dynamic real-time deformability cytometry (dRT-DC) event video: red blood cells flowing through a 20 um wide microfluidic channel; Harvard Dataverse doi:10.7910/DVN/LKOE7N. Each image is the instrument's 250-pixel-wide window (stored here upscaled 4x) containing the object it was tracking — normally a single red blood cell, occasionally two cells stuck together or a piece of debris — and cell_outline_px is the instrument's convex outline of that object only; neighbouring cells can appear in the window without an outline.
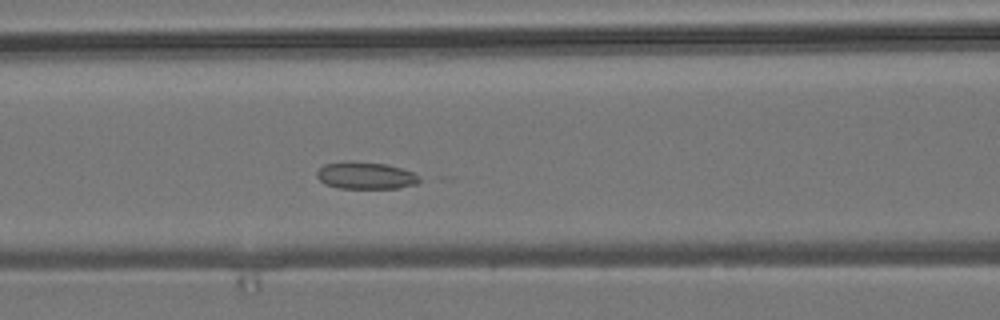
{"species": "common noctule bat (a hibernating species)", "species_latin": "Nyctalus noctula", "temperature_condition": "room temperature", "stored_images_in_passage": 48, "camera_frame_rate_fps": 3000, "um_per_image_px": 0.085, "animal": {"sex": "male", "body_mass_g": 19.2, "forearm_length_mm": 51.8}, "frame": {"image": 1, "passage_image": 17, "time_ms": 5.333, "image_size_px": [1000, 320], "cell_outline_px": [[424, 180], [416, 184], [400, 188], [340, 188], [324, 184], [316, 176], [316, 172], [324, 164], [348, 160], [352, 160], [388, 164], [412, 172]], "centroid_in_image_um": [31.08, 14.91], "position_along_channel_um": 135.5, "area_um2": 16.47}}
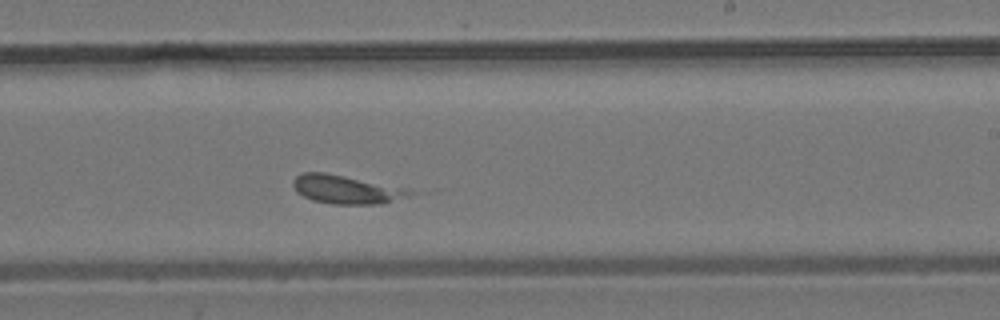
{"frame": {"image": 2, "passage_image": 27, "time_ms": 8.667, "image_size_px": [1000, 320], "cell_outline_px": [[420, 192], [408, 196], [380, 204], [332, 204], [312, 200], [296, 192], [292, 184], [292, 180], [296, 176], [304, 172], [324, 172], [408, 188]], "centroid_in_image_um": [29.45, 16.1], "position_along_channel_um": 259.6, "area_um2": 19.54}}
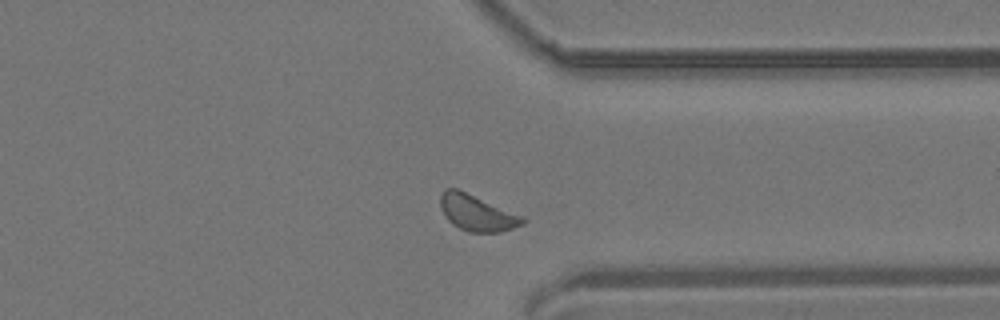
{"frame": {"image": 3, "passage_image": 36, "time_ms": 11.667, "image_size_px": [1000, 320], "cell_outline_px": [[528, 220], [524, 224], [500, 232], [468, 232], [452, 224], [444, 216], [440, 208], [440, 196], [444, 188], [456, 188], [524, 216]], "centroid_in_image_um": [40.54, 18.1], "position_along_channel_um": 370.9, "area_um2": 17.4}, "authors_computed_cell_mechanics": {"area_um2": 17.051, "velocity_mm_per_s": 3.7635, "shape_relaxation_time_tau1_ms": null, "shape_relaxation_time_tau2_ms": 3.672, "deformation_change_tau1": null, "deformation_change_tau2": 0.0886}}